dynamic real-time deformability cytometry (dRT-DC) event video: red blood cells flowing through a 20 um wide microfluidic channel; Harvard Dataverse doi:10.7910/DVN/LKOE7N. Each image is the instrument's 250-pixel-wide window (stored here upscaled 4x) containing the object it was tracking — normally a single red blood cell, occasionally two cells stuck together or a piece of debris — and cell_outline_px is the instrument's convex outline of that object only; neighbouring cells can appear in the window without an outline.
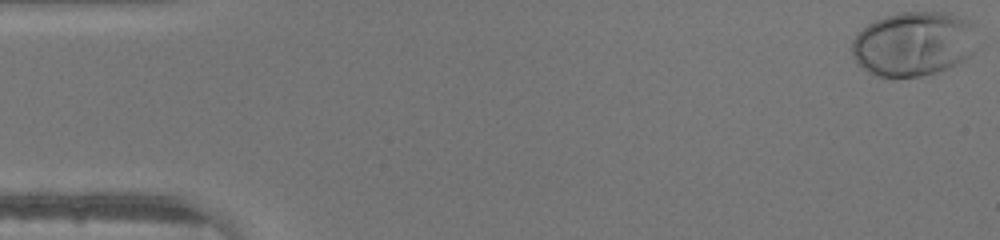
{"species": "human", "species_latin": "Homo sapiens", "temperature_condition": "warm", "stored_images_in_passage": 38, "camera_frame_rate_fps": 3000, "um_per_image_px": 0.085, "donor": {"sex": "male"}, "frame": {"image": 1, "passage_image": 1, "time_ms": 0.0, "image_size_px": [1000, 240], "cell_outline_px": [[976, 48], [968, 56], [956, 64], [948, 68], [936, 72], [920, 76], [872, 76], [856, 64], [852, 56], [852, 40], [868, 24], [884, 16], [900, 12], [952, 12], [964, 16], [972, 24]], "centroid_in_image_um": [77.64, 3.71], "position_along_channel_um": 7.4, "area_um2": 47.28}}
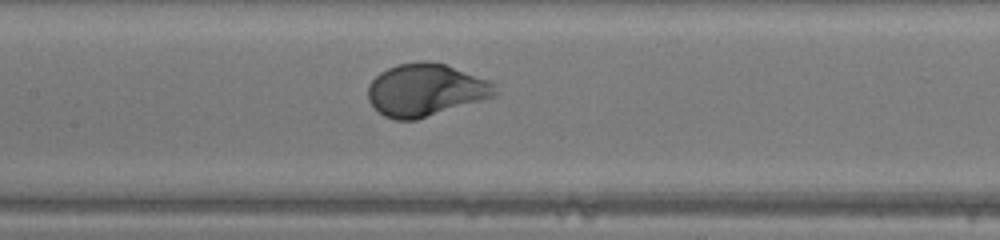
{"frame": {"image": 2, "passage_image": 22, "time_ms": 7.0, "image_size_px": [1000, 240], "cell_outline_px": [[496, 96], [416, 120], [396, 120], [384, 116], [368, 100], [368, 84], [380, 72], [396, 64], [424, 60], [444, 64], [488, 80], [492, 84], [496, 92]], "centroid_in_image_um": [36.14, 7.65], "position_along_channel_um": 171.3, "area_um2": 38.55}}
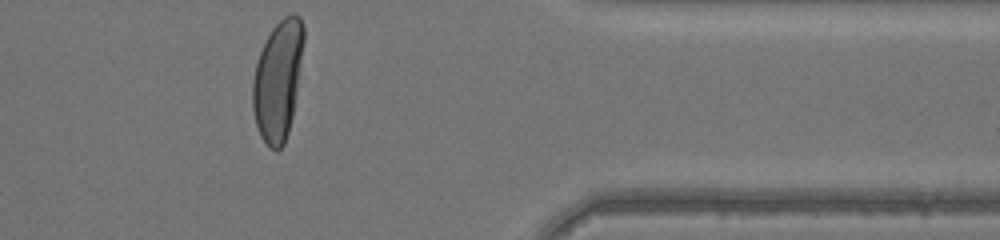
{"frame": {"image": 3, "passage_image": 38, "time_ms": 12.333, "image_size_px": [1000, 240], "cell_outline_px": [[304, 40], [292, 116], [288, 132], [284, 144], [276, 152], [268, 148], [260, 136], [256, 124], [252, 108], [252, 80], [256, 64], [260, 52], [272, 28], [284, 16], [292, 12], [300, 16], [304, 24]], "centroid_in_image_um": [23.61, 6.82], "position_along_channel_um": 387.8, "area_um2": 35.55}}